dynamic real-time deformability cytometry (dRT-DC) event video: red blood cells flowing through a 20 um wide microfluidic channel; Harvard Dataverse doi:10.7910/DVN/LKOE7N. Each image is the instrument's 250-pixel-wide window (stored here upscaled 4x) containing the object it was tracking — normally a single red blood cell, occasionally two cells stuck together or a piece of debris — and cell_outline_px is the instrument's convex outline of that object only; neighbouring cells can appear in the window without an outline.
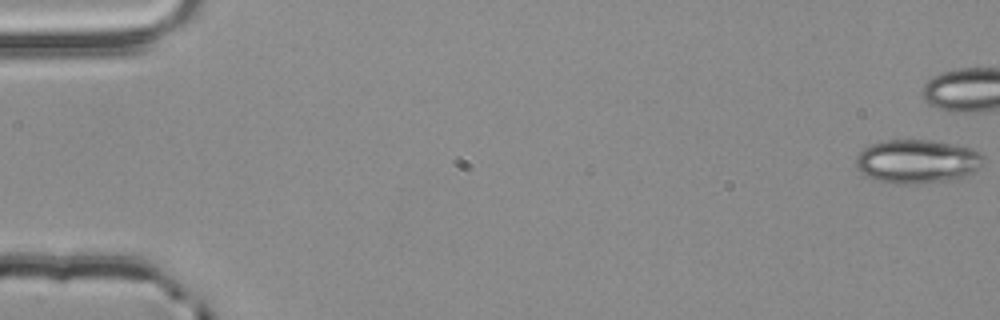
{"species": "common noctule bat (a hibernating species)", "species_latin": "Nyctalus noctula", "temperature_condition": "room temperature", "stored_images_in_passage": 5, "camera_frame_rate_fps": 3000, "um_per_image_px": 0.085, "animal": {"sex": "male", "body_mass_g": 20.4}, "frame": {"image": 1, "passage_image": 1, "time_ms": 0.0, "image_size_px": [1000, 320], "cell_outline_px": [[984, 156], [980, 164], [972, 172], [964, 176], [952, 180], [916, 184], [896, 184], [876, 180], [864, 176], [856, 168], [856, 156], [864, 148], [872, 144], [888, 140], [928, 140], [952, 144], [972, 148], [980, 152]], "centroid_in_image_um": [77.92, 13.73], "position_along_channel_um": 7.1, "area_um2": 32.48}}